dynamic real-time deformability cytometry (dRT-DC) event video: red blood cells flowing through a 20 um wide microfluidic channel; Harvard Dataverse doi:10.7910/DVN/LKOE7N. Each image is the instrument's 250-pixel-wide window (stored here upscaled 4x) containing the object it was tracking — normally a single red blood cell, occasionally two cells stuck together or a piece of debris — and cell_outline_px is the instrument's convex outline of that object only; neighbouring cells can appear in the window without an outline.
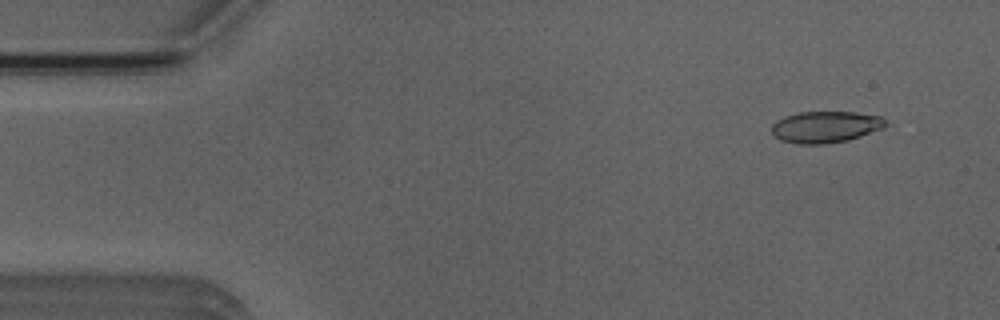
{"species": "Egyptian fruit bat (a non-hibernating species)", "species_latin": "Rousettus aegyptiacus", "temperature_condition": "room temperature", "stored_images_in_passage": 30, "camera_frame_rate_fps": 3000, "um_per_image_px": 0.085, "animal": {"sex": "male"}, "frame": {"image": 1, "passage_image": 4, "time_ms": 1.0, "image_size_px": [1000, 320], "cell_outline_px": [[888, 124], [880, 128], [860, 136], [848, 140], [820, 144], [800, 144], [780, 140], [772, 136], [772, 124], [776, 120], [784, 116], [800, 112], [852, 112], [880, 116]], "centroid_in_image_um": [70.09, 10.78], "position_along_channel_um": 14.9, "area_um2": 20.75}}
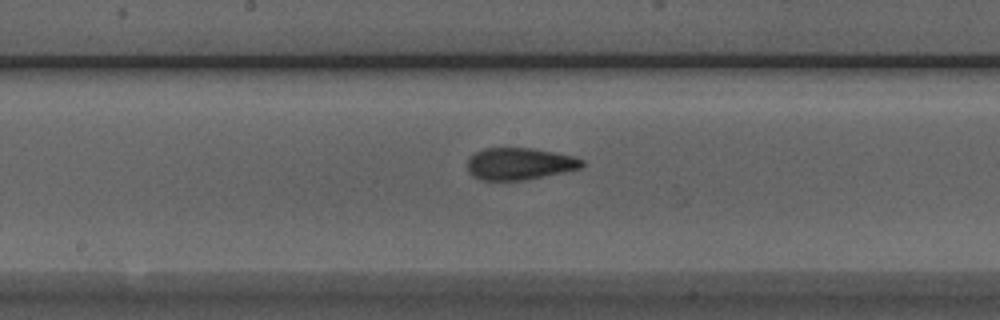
{"frame": {"image": 2, "passage_image": 26, "time_ms": 8.333, "image_size_px": [1000, 320], "cell_outline_px": [[584, 164], [580, 168], [564, 172], [524, 180], [480, 180], [472, 176], [468, 172], [468, 156], [484, 148], [532, 148], [572, 156], [584, 160]], "centroid_in_image_um": [44.12, 13.92], "position_along_channel_um": 204.1, "area_um2": 21.33}}
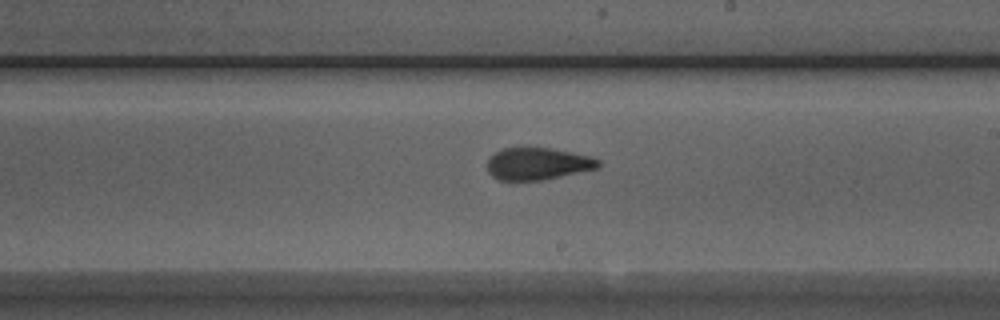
{"frame": {"image": 3, "passage_image": 29, "time_ms": 9.333, "image_size_px": [1000, 320], "cell_outline_px": [[600, 164], [596, 168], [560, 176], [540, 180], [500, 180], [492, 176], [488, 172], [488, 156], [504, 148], [552, 148], [588, 156], [600, 160]], "centroid_in_image_um": [45.66, 13.91], "position_along_channel_um": 243.3, "area_um2": 20.46}}